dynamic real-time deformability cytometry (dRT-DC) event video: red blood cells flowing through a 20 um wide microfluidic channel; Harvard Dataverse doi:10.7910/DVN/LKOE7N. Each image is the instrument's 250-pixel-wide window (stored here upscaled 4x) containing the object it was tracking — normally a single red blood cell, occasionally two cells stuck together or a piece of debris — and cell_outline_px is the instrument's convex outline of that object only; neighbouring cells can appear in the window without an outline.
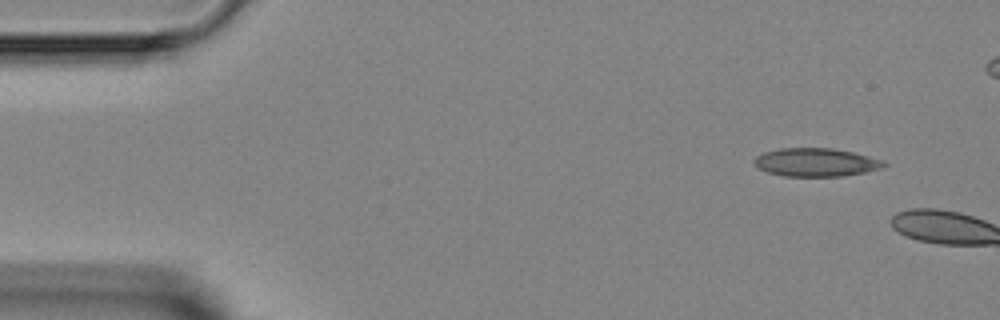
{"species": "Egyptian fruit bat (a non-hibernating species)", "species_latin": "Rousettus aegyptiacus", "temperature_condition": "room temperature", "stored_images_in_passage": 2, "camera_frame_rate_fps": 3000, "um_per_image_px": 0.085, "animal": {"sex": "female"}, "frame": {"image": 1, "passage_image": 1, "time_ms": 0.0, "image_size_px": [1000, 320], "cell_outline_px": [[888, 164], [880, 168], [864, 172], [844, 176], [784, 176], [768, 172], [756, 168], [752, 164], [752, 160], [756, 156], [764, 152], [780, 148], [832, 148], [852, 152], [884, 160]], "centroid_in_image_um": [69.3, 13.79], "position_along_channel_um": 15.7, "area_um2": 21.5}}